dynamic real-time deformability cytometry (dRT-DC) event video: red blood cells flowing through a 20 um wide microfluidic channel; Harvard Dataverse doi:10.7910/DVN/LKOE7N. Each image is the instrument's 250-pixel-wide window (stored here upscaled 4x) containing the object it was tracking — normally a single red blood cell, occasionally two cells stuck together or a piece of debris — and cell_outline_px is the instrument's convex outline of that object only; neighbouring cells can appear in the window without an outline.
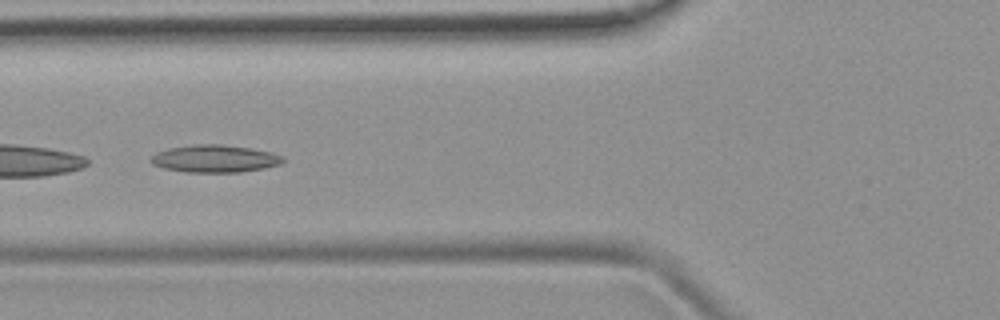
{"species": "common noctule bat (a hibernating species)", "species_latin": "Nyctalus noctula", "temperature_condition": "room temperature", "stored_images_in_passage": 5, "camera_frame_rate_fps": 3000, "um_per_image_px": 0.085, "animal": {"sex": "female", "body_mass_g": 19.9}, "frame": {"image": 1, "passage_image": 5, "time_ms": 4.333, "image_size_px": [1000, 320], "cell_outline_px": [[284, 160], [280, 164], [264, 168], [240, 172], [184, 172], [164, 168], [152, 164], [148, 160], [156, 152], [168, 148], [192, 144], [220, 144], [252, 148], [272, 152], [284, 156]], "centroid_in_image_um": [18.24, 13.48], "position_along_channel_um": 107.6, "area_um2": 21.33}}